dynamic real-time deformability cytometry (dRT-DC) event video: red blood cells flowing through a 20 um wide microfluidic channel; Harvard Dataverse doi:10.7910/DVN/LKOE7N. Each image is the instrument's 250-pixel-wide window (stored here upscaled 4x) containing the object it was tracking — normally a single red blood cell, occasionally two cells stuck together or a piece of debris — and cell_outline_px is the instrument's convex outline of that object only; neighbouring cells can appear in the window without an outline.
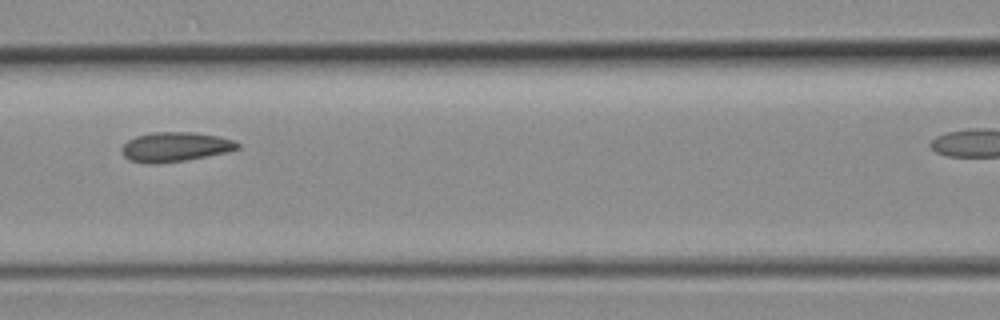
{"species": "common noctule bat (a hibernating species)", "species_latin": "Nyctalus noctula", "temperature_condition": "room temperature", "stored_images_in_passage": 4, "camera_frame_rate_fps": 3000, "um_per_image_px": 0.085, "animal": {"sex": "female", "body_mass_g": 19.3, "forearm_length_mm": 54.1}, "frame": {"image": 1, "passage_image": 3, "time_ms": 0.667, "image_size_px": [1000, 320], "cell_outline_px": [[240, 148], [228, 152], [184, 160], [156, 164], [148, 164], [128, 160], [124, 156], [120, 148], [128, 140], [136, 136], [152, 132], [192, 132], [220, 136], [236, 140], [240, 144]], "centroid_in_image_um": [14.9, 12.48], "position_along_channel_um": 151.7, "area_um2": 20.11}}